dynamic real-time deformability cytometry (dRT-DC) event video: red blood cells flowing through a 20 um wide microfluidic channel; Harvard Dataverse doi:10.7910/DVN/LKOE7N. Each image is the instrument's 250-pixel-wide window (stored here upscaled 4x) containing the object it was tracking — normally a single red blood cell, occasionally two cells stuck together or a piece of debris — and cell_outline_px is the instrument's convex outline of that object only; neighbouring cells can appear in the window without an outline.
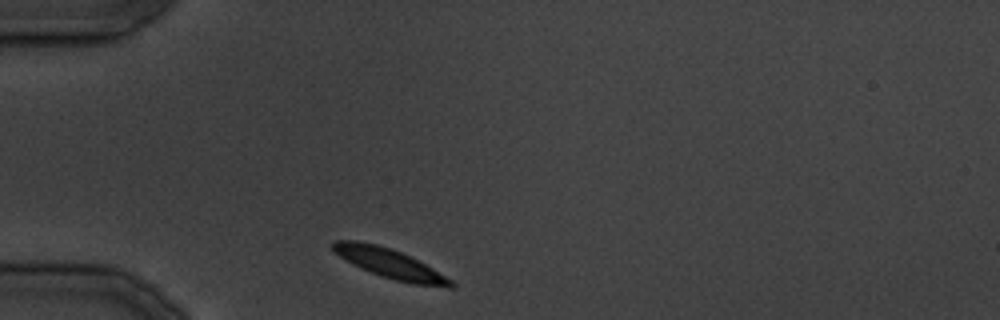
{"species": "common noctule bat (a hibernating species)", "species_latin": "Nyctalus noctula", "temperature_condition": "cold", "stored_images_in_passage": 27, "camera_frame_rate_fps": 3000, "um_per_image_px": 0.085, "animal": {"sex": "male", "body_mass_g": 19.5, "forearm_length_mm": 54.6}, "frame": {"image": 1, "passage_image": 1, "time_ms": 0.0, "image_size_px": [1000, 320], "cell_outline_px": [[456, 284], [452, 288], [448, 288], [416, 284], [396, 280], [372, 272], [352, 264], [340, 256], [332, 248], [332, 240], [356, 240], [376, 244], [400, 252], [432, 268], [452, 280]], "centroid_in_image_um": [33.13, 22.4], "position_along_channel_um": 51.9, "area_um2": 19.71}}
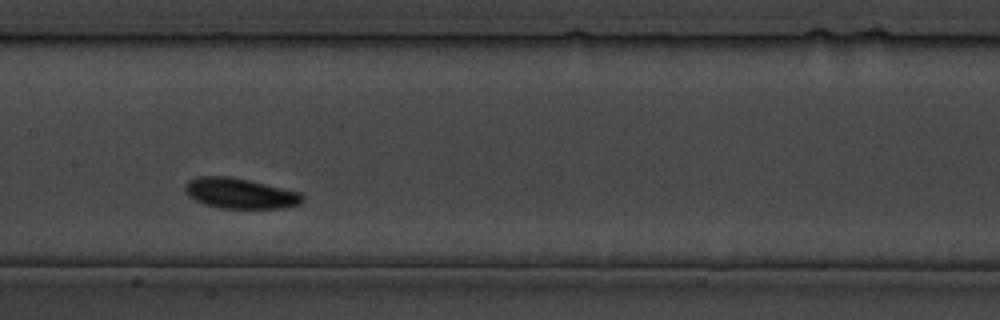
{"frame": {"image": 2, "passage_image": 10, "time_ms": 10.333, "image_size_px": [1000, 320], "cell_outline_px": [[304, 200], [300, 204], [284, 208], [220, 208], [204, 204], [188, 196], [184, 188], [184, 184], [188, 180], [196, 176], [228, 176], [248, 180], [300, 192], [304, 196]], "centroid_in_image_um": [20.39, 16.43], "position_along_channel_um": 187.0, "area_um2": 20.87}}
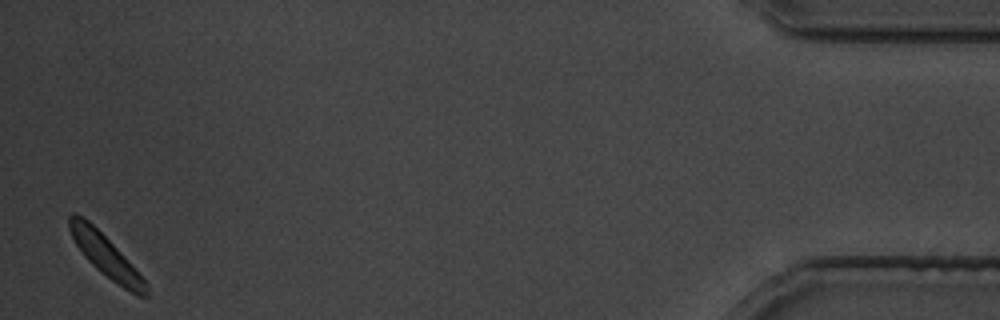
{"frame": {"image": 3, "passage_image": 27, "time_ms": 31.667, "image_size_px": [1000, 320], "cell_outline_px": [[148, 296], [136, 296], [100, 272], [84, 256], [76, 244], [68, 228], [68, 216], [72, 212], [76, 212], [88, 220], [120, 252], [148, 284]], "centroid_in_image_um": [8.96, 21.73], "position_along_channel_um": 426.2, "area_um2": 18.32}}